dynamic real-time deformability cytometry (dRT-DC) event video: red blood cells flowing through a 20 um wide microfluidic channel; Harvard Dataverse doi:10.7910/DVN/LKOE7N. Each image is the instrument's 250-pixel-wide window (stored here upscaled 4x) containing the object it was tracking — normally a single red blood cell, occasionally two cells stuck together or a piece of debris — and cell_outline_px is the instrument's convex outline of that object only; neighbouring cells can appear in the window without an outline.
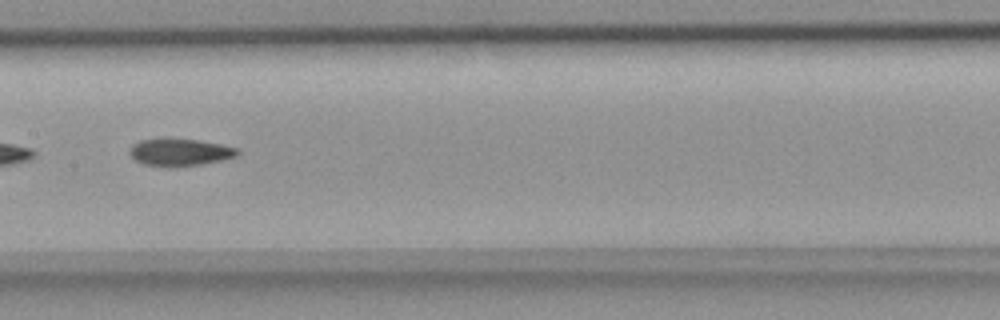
{"species": "common noctule bat (a hibernating species)", "species_latin": "Nyctalus noctula", "temperature_condition": "room temperature", "stored_images_in_passage": 8, "camera_frame_rate_fps": 3000, "um_per_image_px": 0.085, "animal": {"sex": "female", "body_mass_g": 18.4}, "frame": {"image": 1, "passage_image": 8, "time_ms": 2.333, "image_size_px": [1000, 320], "cell_outline_px": [[240, 152], [236, 156], [220, 160], [200, 164], [172, 168], [144, 164], [136, 160], [128, 152], [132, 144], [140, 140], [164, 136], [168, 136], [196, 140], [220, 144], [236, 148]], "centroid_in_image_um": [15.21, 12.91], "position_along_channel_um": 192.2, "area_um2": 17.57}}